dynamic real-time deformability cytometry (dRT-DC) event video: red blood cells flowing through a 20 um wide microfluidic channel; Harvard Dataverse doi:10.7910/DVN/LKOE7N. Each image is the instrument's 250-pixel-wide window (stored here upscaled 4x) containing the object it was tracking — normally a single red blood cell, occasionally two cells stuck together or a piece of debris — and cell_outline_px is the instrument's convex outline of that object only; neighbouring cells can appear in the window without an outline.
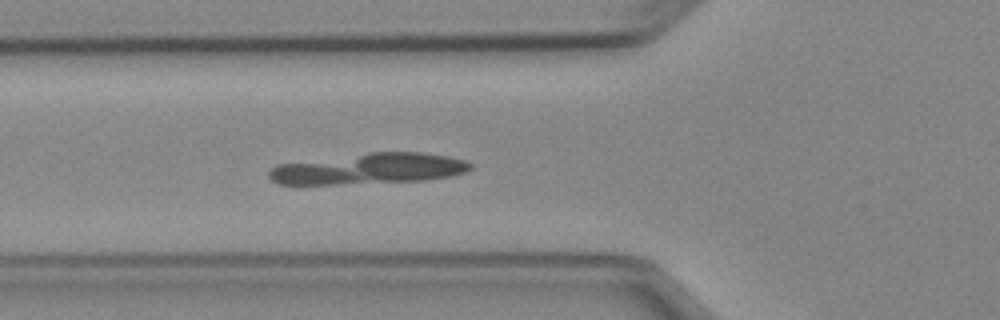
{"species": "Egyptian fruit bat (a non-hibernating species)", "species_latin": "Rousettus aegyptiacus", "temperature_condition": "cold", "stored_images_in_passage": 47, "camera_frame_rate_fps": 3000, "um_per_image_px": 0.085, "animal": {"sex": "female"}, "frame": {"image": 1, "passage_image": 14, "time_ms": 4.333, "image_size_px": [1000, 320], "cell_outline_px": [[472, 168], [468, 172], [448, 176], [424, 180], [336, 184], [280, 184], [272, 180], [268, 176], [268, 172], [272, 168], [280, 164], [368, 152], [420, 152], [444, 156], [464, 160], [472, 164]], "centroid_in_image_um": [31.37, 14.34], "position_along_channel_um": 94.4, "area_um2": 35.78}}
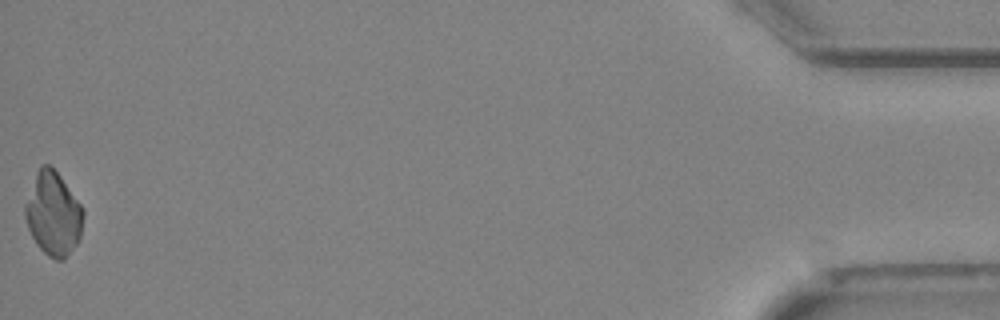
{"frame": {"image": 2, "passage_image": 47, "time_ms": 15.333, "image_size_px": [1000, 320], "cell_outline_px": [[84, 216], [80, 236], [76, 244], [64, 260], [56, 260], [48, 256], [36, 244], [28, 228], [24, 216], [24, 208], [36, 172], [40, 164], [48, 164], [60, 176], [84, 208]], "centroid_in_image_um": [4.53, 18.19], "position_along_channel_um": 430.7, "area_um2": 28.15}}